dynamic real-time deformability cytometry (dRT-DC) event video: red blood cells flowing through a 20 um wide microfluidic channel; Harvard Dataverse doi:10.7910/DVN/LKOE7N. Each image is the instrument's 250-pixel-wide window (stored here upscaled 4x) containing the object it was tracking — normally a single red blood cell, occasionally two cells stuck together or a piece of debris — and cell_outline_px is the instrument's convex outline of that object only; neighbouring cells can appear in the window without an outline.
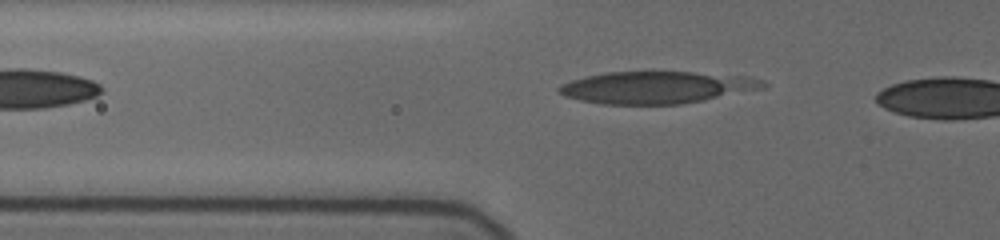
{"species": "human", "species_latin": "Homo sapiens", "temperature_condition": "cold", "stored_images_in_passage": 8, "camera_frame_rate_fps": 3000, "um_per_image_px": 0.085, "donor": {"sex": "female"}, "frame": {"image": 1, "passage_image": 8, "time_ms": 4.667, "image_size_px": [1000, 240], "cell_outline_px": [[768, 84], [764, 88], [704, 100], [680, 104], [600, 104], [580, 100], [564, 96], [556, 88], [560, 84], [572, 80], [604, 72], [692, 72], [748, 76], [760, 80]], "centroid_in_image_um": [55.8, 7.43], "position_along_channel_um": 70.0, "area_um2": 38.03}}